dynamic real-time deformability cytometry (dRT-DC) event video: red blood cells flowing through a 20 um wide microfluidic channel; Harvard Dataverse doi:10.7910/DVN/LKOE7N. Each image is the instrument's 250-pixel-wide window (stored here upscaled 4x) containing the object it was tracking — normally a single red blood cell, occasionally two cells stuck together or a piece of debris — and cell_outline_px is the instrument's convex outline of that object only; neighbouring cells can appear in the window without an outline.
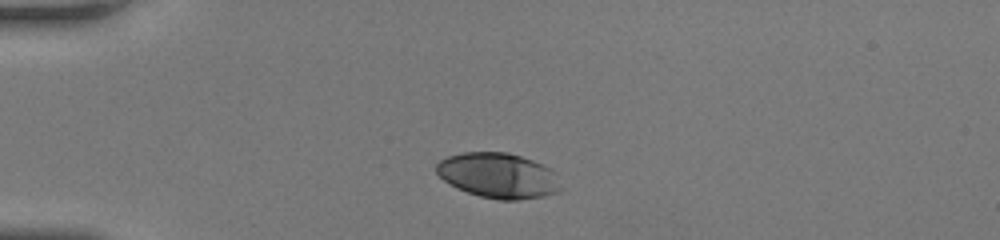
{"species": "human", "species_latin": "Homo sapiens", "temperature_condition": "room temperature", "stored_images_in_passage": 32, "camera_frame_rate_fps": 3000, "um_per_image_px": 0.085, "donor": {"sex": "female"}, "frame": {"image": 1, "passage_image": 1, "time_ms": 0.0, "image_size_px": [1000, 240], "cell_outline_px": [[560, 188], [556, 192], [544, 196], [516, 200], [496, 200], [480, 196], [456, 188], [444, 180], [436, 172], [436, 164], [440, 160], [448, 156], [464, 152], [508, 152], [532, 160], [552, 168]], "centroid_in_image_um": [42.33, 14.91], "position_along_channel_um": 42.7, "area_um2": 32.6}}
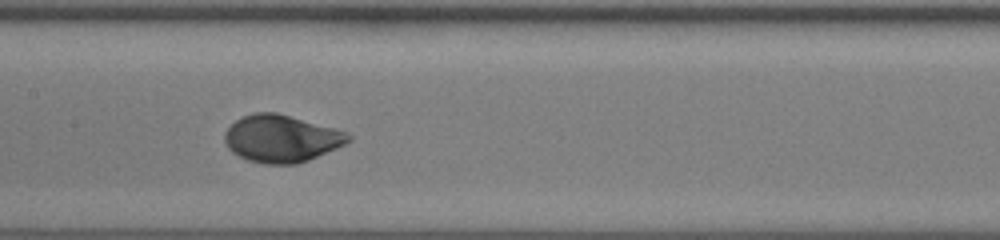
{"frame": {"image": 2, "passage_image": 14, "time_ms": 4.333, "image_size_px": [1000, 240], "cell_outline_px": [[352, 140], [344, 144], [308, 160], [296, 164], [264, 164], [248, 160], [232, 152], [228, 148], [224, 140], [224, 132], [236, 120], [244, 116], [256, 112], [276, 112], [332, 128], [344, 132], [352, 136]], "centroid_in_image_um": [23.88, 11.78], "position_along_channel_um": 183.5, "area_um2": 33.58}}
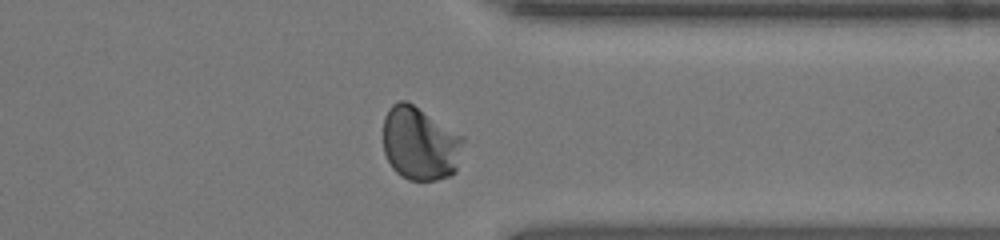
{"frame": {"image": 3, "passage_image": 28, "time_ms": 9.0, "image_size_px": [1000, 240], "cell_outline_px": [[464, 140], [456, 172], [448, 176], [436, 180], [408, 180], [400, 176], [392, 168], [384, 152], [384, 116], [388, 108], [392, 104], [400, 100], [404, 100], [412, 104], [464, 136]], "centroid_in_image_um": [35.69, 12.21], "position_along_channel_um": 375.7, "area_um2": 34.33}, "authors_computed_cell_mechanics": {"area_um2": 33.4373, "velocity_mm_per_s": 4.1491, "shape_relaxation_time_tau1_ms": 2.7535, "shape_relaxation_time_tau2_ms": null, "deformation_change_tau1": 0.1681, "deformation_change_tau2": null}}